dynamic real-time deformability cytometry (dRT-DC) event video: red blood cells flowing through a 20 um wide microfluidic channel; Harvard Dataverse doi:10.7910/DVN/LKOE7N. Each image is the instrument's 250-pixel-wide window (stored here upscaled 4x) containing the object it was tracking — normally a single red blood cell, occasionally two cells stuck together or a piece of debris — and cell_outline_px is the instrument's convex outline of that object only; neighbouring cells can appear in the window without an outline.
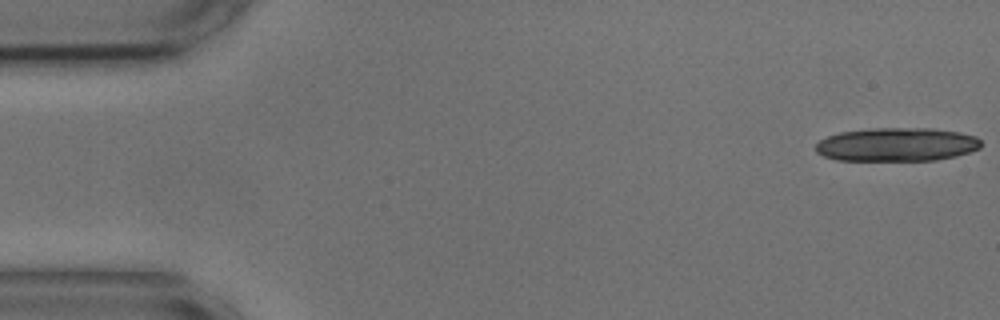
{"species": "common noctule bat (a hibernating species)", "species_latin": "Nyctalus noctula", "temperature_condition": "cold", "stored_images_in_passage": 17, "camera_frame_rate_fps": 3000, "um_per_image_px": 0.085, "animal": {"sex": "male", "body_mass_g": 17.9, "forearm_length_mm": 54.2}, "frame": {"image": 1, "passage_image": 1, "time_ms": 0.0, "image_size_px": [1000, 320], "cell_outline_px": [[980, 148], [956, 156], [936, 160], [836, 160], [824, 156], [816, 152], [816, 144], [820, 140], [828, 136], [840, 132], [872, 128], [932, 128], [956, 132], [976, 136], [980, 140]], "centroid_in_image_um": [76.21, 12.28], "position_along_channel_um": 8.8, "area_um2": 32.25}}